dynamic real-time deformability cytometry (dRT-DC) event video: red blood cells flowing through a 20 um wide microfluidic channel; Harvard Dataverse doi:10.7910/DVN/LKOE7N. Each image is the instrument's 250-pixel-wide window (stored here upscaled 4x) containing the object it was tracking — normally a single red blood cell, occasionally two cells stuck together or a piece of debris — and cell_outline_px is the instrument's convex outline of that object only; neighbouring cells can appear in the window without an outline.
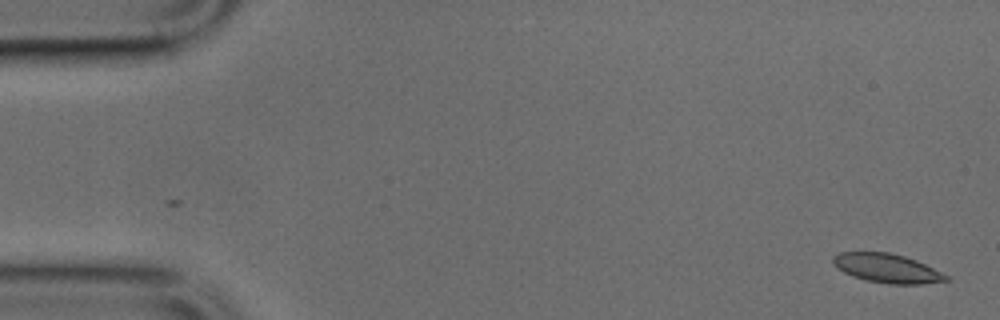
{"species": "common noctule bat (a hibernating species)", "species_latin": "Nyctalus noctula", "temperature_condition": "cold", "stored_images_in_passage": 36, "camera_frame_rate_fps": 3000, "um_per_image_px": 0.085, "animal": {"sex": "male", "body_mass_g": 17.9, "forearm_length_mm": 54.2}, "frame": {"image": 1, "passage_image": 1, "time_ms": 0.0, "image_size_px": [1000, 320], "cell_outline_px": [[952, 280], [920, 284], [888, 284], [864, 280], [852, 276], [836, 268], [832, 260], [832, 256], [840, 252], [888, 252], [904, 256], [916, 260], [948, 276]], "centroid_in_image_um": [75.36, 22.8], "position_along_channel_um": 9.6, "area_um2": 19.13}}
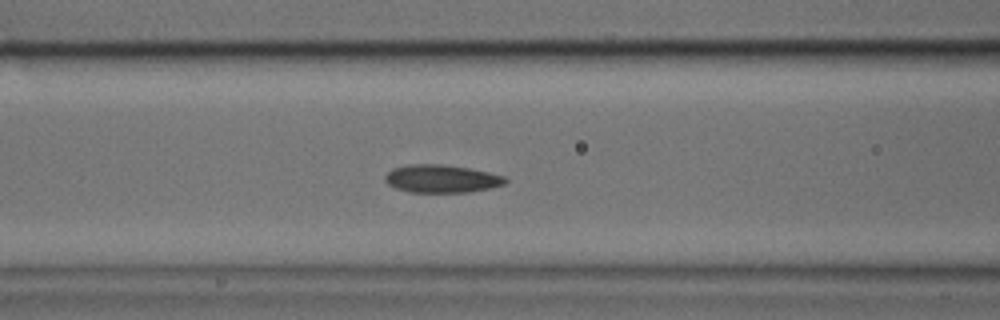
{"frame": {"image": 2, "passage_image": 19, "time_ms": 6.0, "image_size_px": [1000, 320], "cell_outline_px": [[508, 180], [504, 184], [492, 188], [468, 192], [412, 192], [396, 188], [388, 184], [384, 180], [384, 176], [392, 168], [408, 164], [444, 164], [468, 168], [488, 172], [504, 176]], "centroid_in_image_um": [37.52, 15.18], "position_along_channel_um": 129.1, "area_um2": 19.59}}
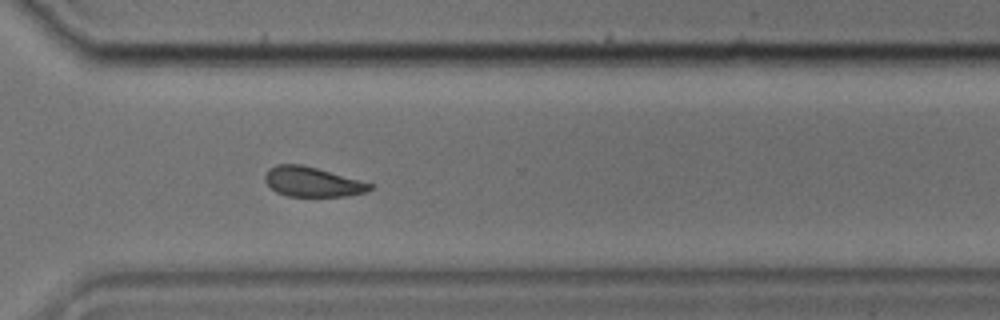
{"frame": {"image": 3, "passage_image": 35, "time_ms": 11.333, "image_size_px": [1000, 320], "cell_outline_px": [[372, 188], [364, 192], [348, 196], [288, 196], [276, 192], [264, 180], [264, 176], [268, 168], [276, 164], [300, 164], [316, 168], [372, 184]], "centroid_in_image_um": [26.49, 15.45], "position_along_channel_um": 344.1, "area_um2": 17.92}}